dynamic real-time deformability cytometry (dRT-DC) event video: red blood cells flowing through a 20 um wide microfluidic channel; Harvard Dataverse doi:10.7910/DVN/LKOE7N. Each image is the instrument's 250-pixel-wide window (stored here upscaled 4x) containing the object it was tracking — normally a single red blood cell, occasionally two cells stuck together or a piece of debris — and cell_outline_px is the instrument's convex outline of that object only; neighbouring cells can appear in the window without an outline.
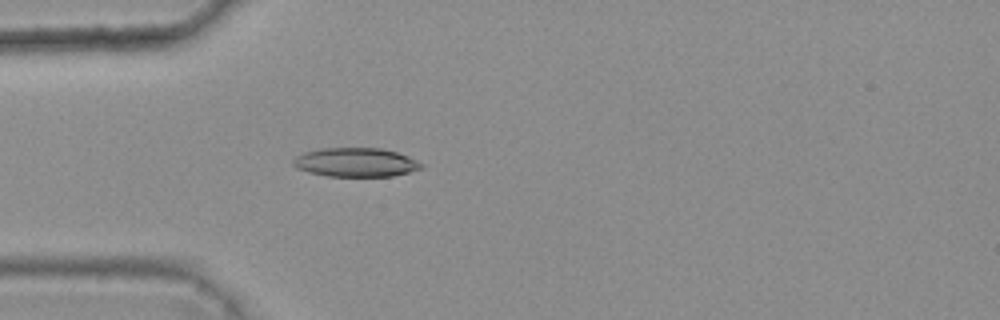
{"species": "common noctule bat (a hibernating species)", "species_latin": "Nyctalus noctula", "temperature_condition": "warm", "stored_images_in_passage": 47, "camera_frame_rate_fps": 3000, "um_per_image_px": 0.085, "animal": {"sex": "female", "body_mass_g": 25.1}, "frame": {"image": 1, "passage_image": 16, "time_ms": 5.0, "image_size_px": [1000, 320], "cell_outline_px": [[424, 164], [420, 168], [408, 172], [392, 176], [328, 176], [308, 172], [296, 168], [292, 164], [292, 160], [296, 156], [304, 152], [320, 148], [380, 148], [396, 152], [408, 156]], "centroid_in_image_um": [30.19, 13.79], "position_along_channel_um": 54.8, "area_um2": 21.56}}
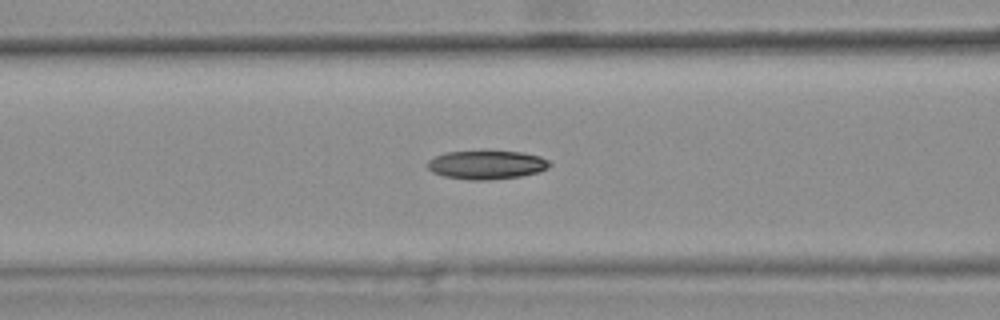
{"frame": {"image": 2, "passage_image": 22, "time_ms": 7.0, "image_size_px": [1000, 320], "cell_outline_px": [[552, 164], [548, 168], [540, 172], [520, 176], [488, 180], [468, 180], [444, 176], [432, 172], [428, 168], [428, 160], [436, 156], [448, 152], [520, 152], [540, 156], [548, 160]], "centroid_in_image_um": [41.39, 14.03], "position_along_channel_um": 125.2, "area_um2": 20.17}}
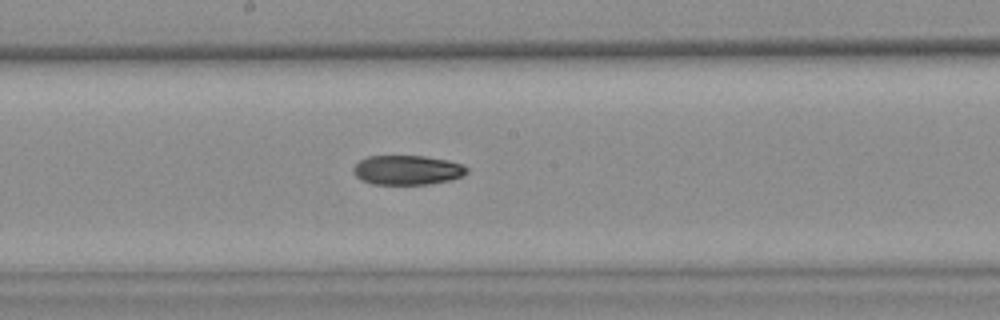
{"frame": {"image": 3, "passage_image": 29, "time_ms": 9.333, "image_size_px": [1000, 320], "cell_outline_px": [[468, 172], [464, 176], [448, 180], [428, 184], [372, 184], [356, 176], [352, 172], [352, 168], [360, 160], [368, 156], [424, 156], [448, 160], [464, 164], [468, 168]], "centroid_in_image_um": [34.64, 14.44], "position_along_channel_um": 213.6, "area_um2": 19.54}}